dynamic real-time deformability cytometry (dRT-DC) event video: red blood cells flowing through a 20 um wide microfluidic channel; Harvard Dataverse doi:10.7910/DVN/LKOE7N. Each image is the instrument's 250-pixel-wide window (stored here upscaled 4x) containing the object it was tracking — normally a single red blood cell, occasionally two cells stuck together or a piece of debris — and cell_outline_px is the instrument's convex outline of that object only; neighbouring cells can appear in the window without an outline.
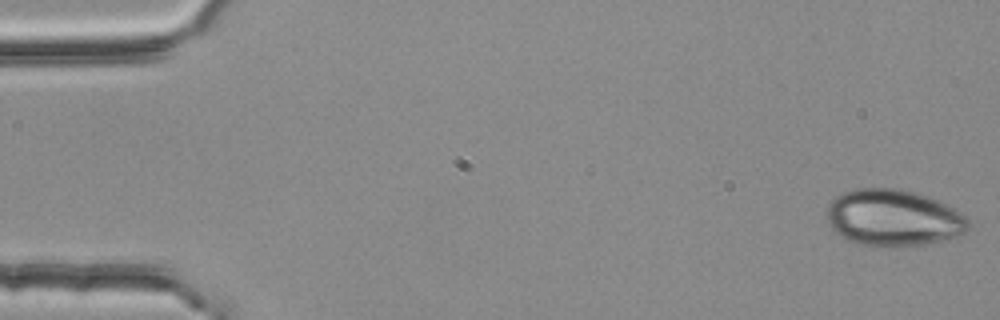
{"species": "common noctule bat (a hibernating species)", "species_latin": "Nyctalus noctula", "temperature_condition": "room temperature", "stored_images_in_passage": 53, "camera_frame_rate_fps": 3000, "um_per_image_px": 0.085, "animal": {"sex": "female", "body_mass_g": 25.1}, "frame": {"image": 1, "passage_image": 1, "time_ms": 0.0, "image_size_px": [1000, 320], "cell_outline_px": [[968, 228], [964, 232], [956, 236], [924, 244], [860, 244], [848, 240], [836, 232], [832, 228], [828, 220], [828, 204], [836, 196], [844, 192], [856, 188], [900, 188], [928, 196], [960, 212], [968, 220]], "centroid_in_image_um": [75.91, 18.47], "position_along_channel_um": 9.1, "area_um2": 45.55}}
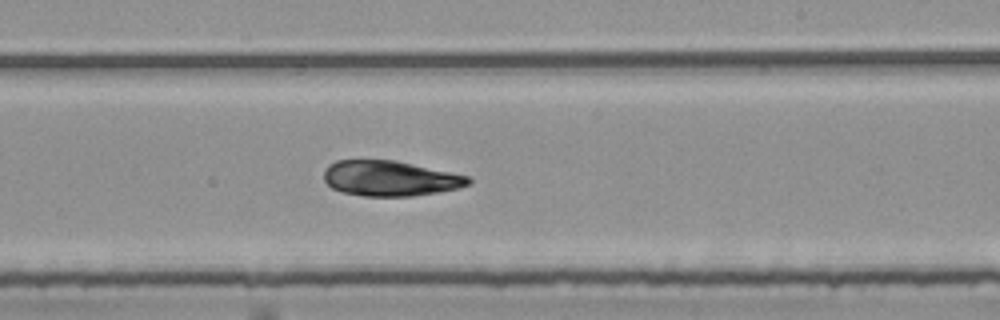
{"frame": {"image": 2, "passage_image": 32, "time_ms": 10.333, "image_size_px": [1000, 320], "cell_outline_px": [[472, 184], [460, 188], [412, 196], [364, 196], [340, 192], [332, 188], [324, 180], [324, 172], [328, 164], [336, 160], [392, 160], [468, 176], [472, 180]], "centroid_in_image_um": [33.13, 15.17], "position_along_channel_um": 255.9, "area_um2": 29.59}}
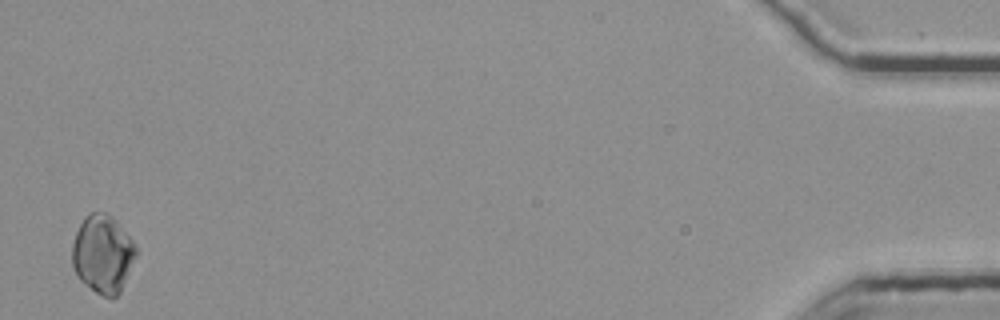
{"frame": {"image": 3, "passage_image": 53, "time_ms": 17.333, "image_size_px": [1000, 320], "cell_outline_px": [[136, 256], [120, 292], [112, 300], [100, 296], [84, 284], [80, 280], [72, 264], [72, 244], [76, 232], [84, 216], [88, 212], [104, 212], [112, 216], [116, 220], [132, 240], [136, 248]], "centroid_in_image_um": [8.72, 21.6], "position_along_channel_um": 426.5, "area_um2": 29.19}}